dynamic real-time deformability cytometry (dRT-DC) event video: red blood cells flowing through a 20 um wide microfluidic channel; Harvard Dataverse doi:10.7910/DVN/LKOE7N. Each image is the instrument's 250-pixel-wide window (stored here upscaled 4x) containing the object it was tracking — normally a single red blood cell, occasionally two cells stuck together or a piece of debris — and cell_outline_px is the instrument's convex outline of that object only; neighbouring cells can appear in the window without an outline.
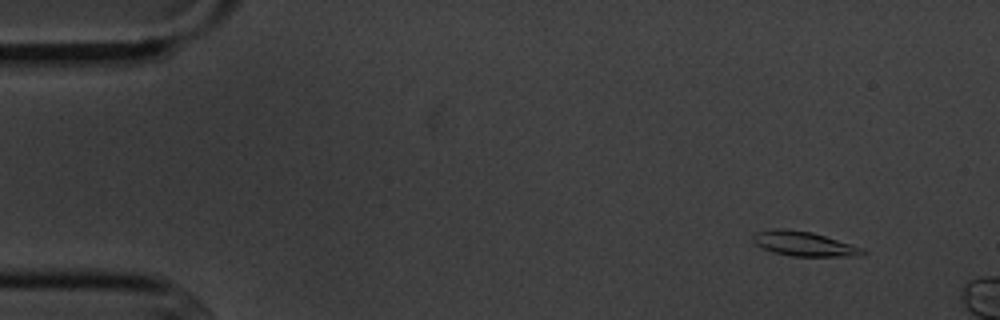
{"species": "common noctule bat (a hibernating species)", "species_latin": "Nyctalus noctula", "temperature_condition": "cold", "stored_images_in_passage": 3, "camera_frame_rate_fps": 3000, "um_per_image_px": 0.085, "animal": {"sex": "male", "body_mass_g": 20.1, "forearm_length_mm": 53.5}, "frame": {"image": 1, "passage_image": 1, "time_ms": 0.0, "image_size_px": [1000, 320], "cell_outline_px": [[868, 252], [864, 256], [792, 256], [772, 252], [756, 244], [752, 240], [752, 236], [756, 232], [776, 228], [784, 228], [812, 232], [864, 248]], "centroid_in_image_um": [68.37, 20.72], "position_along_channel_um": 16.6, "area_um2": 15.78}}